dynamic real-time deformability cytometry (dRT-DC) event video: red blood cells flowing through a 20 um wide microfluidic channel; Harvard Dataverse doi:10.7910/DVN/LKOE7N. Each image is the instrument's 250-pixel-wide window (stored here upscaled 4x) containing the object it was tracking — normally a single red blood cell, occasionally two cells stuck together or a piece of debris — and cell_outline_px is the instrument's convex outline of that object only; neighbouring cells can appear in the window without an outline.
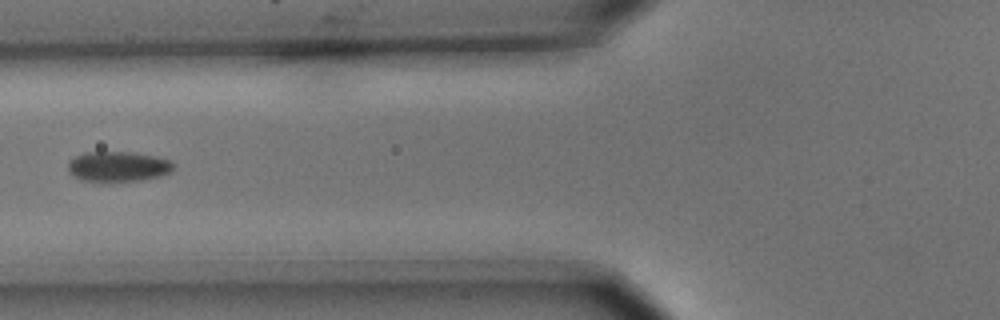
{"species": "common noctule bat (a hibernating species)", "species_latin": "Nyctalus noctula", "temperature_condition": "cold", "stored_images_in_passage": 9, "camera_frame_rate_fps": 3000, "um_per_image_px": 0.085, "animal": {"sex": "male", "body_mass_g": 15.6}, "frame": {"image": 1, "passage_image": 6, "time_ms": 1.667, "image_size_px": [1000, 320], "cell_outline_px": [[172, 168], [168, 172], [160, 176], [140, 180], [84, 180], [72, 176], [68, 172], [68, 160], [84, 152], [132, 152], [156, 156], [172, 160]], "centroid_in_image_um": [10.0, 14.12], "position_along_channel_um": 115.8, "area_um2": 18.26}}
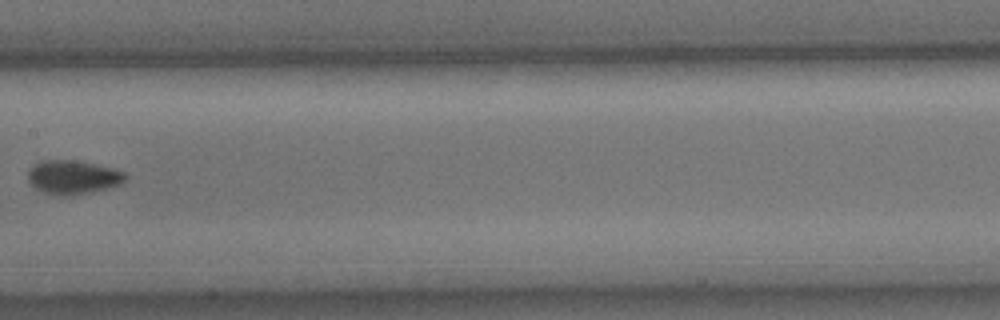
{"frame": {"image": 2, "passage_image": 8, "time_ms": 2.333, "image_size_px": [1000, 320], "cell_outline_px": [[128, 176], [120, 184], [108, 188], [72, 196], [60, 196], [44, 192], [36, 188], [28, 180], [28, 172], [36, 164], [44, 160], [72, 160], [112, 168], [124, 172]], "centroid_in_image_um": [6.21, 15.08], "position_along_channel_um": 201.2, "area_um2": 18.9}}
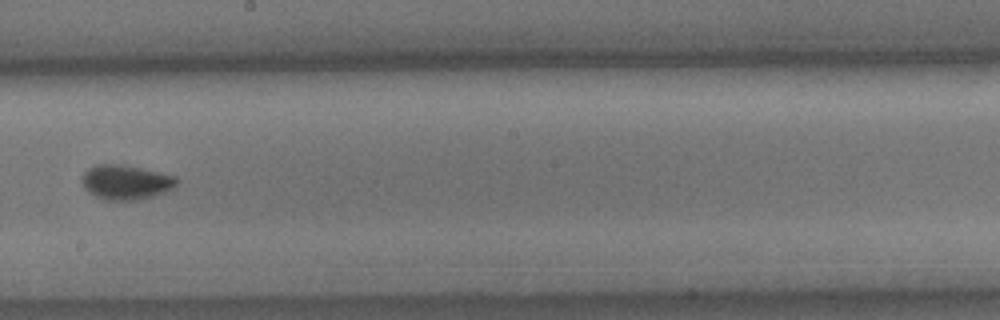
{"frame": {"image": 3, "passage_image": 9, "time_ms": 2.667, "image_size_px": [1000, 320], "cell_outline_px": [[180, 180], [172, 188], [164, 192], [152, 196], [132, 200], [108, 200], [96, 196], [88, 192], [84, 188], [80, 180], [80, 176], [88, 168], [96, 164], [120, 164], [140, 168], [176, 176]], "centroid_in_image_um": [10.65, 15.47], "position_along_channel_um": 237.5, "area_um2": 19.07}}